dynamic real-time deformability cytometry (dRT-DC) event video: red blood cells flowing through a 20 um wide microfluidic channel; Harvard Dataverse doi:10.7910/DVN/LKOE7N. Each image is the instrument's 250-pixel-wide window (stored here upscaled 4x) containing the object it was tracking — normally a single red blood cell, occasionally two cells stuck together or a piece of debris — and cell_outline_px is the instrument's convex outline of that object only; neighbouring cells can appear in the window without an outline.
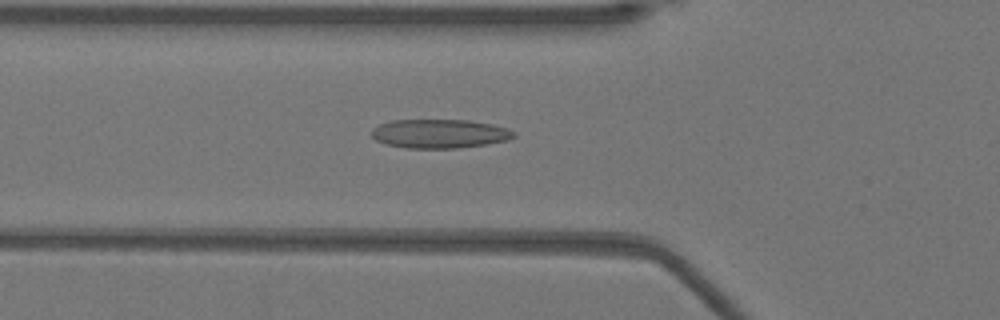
{"species": "Egyptian fruit bat (a non-hibernating species)", "species_latin": "Rousettus aegyptiacus", "temperature_condition": "warm", "stored_images_in_passage": 51, "camera_frame_rate_fps": 3000, "um_per_image_px": 0.085, "animal": {"sex": "female"}, "frame": {"image": 1, "passage_image": 18, "time_ms": 5.667, "image_size_px": [1000, 320], "cell_outline_px": [[516, 136], [508, 140], [460, 148], [404, 148], [384, 144], [376, 140], [372, 136], [372, 128], [380, 124], [392, 120], [468, 120], [492, 124], [508, 128], [516, 132]], "centroid_in_image_um": [37.36, 11.36], "position_along_channel_um": 88.4, "area_um2": 24.1}}
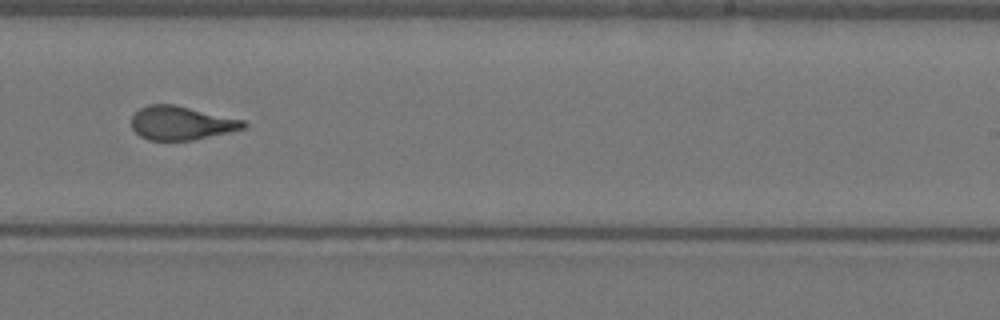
{"frame": {"image": 2, "passage_image": 32, "time_ms": 10.333, "image_size_px": [1000, 320], "cell_outline_px": [[248, 124], [244, 128], [228, 132], [192, 140], [148, 140], [140, 136], [132, 128], [132, 116], [140, 108], [148, 104], [172, 104], [244, 120]], "centroid_in_image_um": [15.38, 10.46], "position_along_channel_um": 273.6, "area_um2": 21.73}}
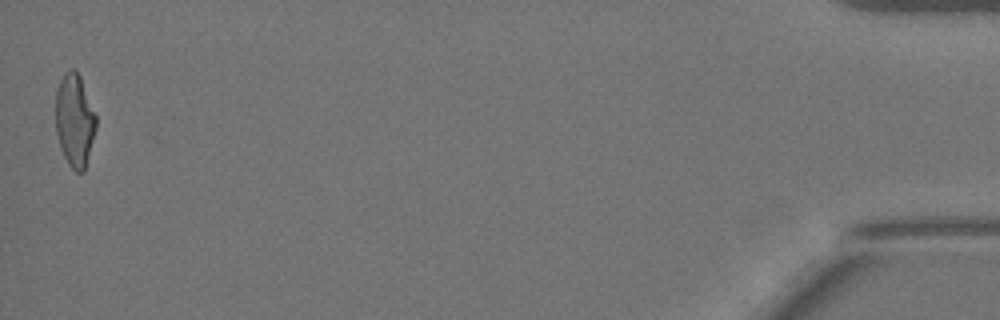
{"frame": {"image": 3, "passage_image": 51, "time_ms": 16.667, "image_size_px": [1000, 320], "cell_outline_px": [[96, 128], [84, 172], [76, 172], [68, 164], [60, 148], [56, 132], [56, 88], [64, 72], [72, 68], [76, 68], [80, 76], [96, 116]], "centroid_in_image_um": [6.33, 10.21], "position_along_channel_um": 428.9, "area_um2": 21.91}, "authors_computed_cell_mechanics": {"area_um2": 22.542, "velocity_mm_per_s": 3.9493, "shape_relaxation_time_tau1_ms": 9.2668, "shape_relaxation_time_tau2_ms": 1.3672, "deformation_change_tau1": 0.2652, "deformation_change_tau2": 0.0969}}